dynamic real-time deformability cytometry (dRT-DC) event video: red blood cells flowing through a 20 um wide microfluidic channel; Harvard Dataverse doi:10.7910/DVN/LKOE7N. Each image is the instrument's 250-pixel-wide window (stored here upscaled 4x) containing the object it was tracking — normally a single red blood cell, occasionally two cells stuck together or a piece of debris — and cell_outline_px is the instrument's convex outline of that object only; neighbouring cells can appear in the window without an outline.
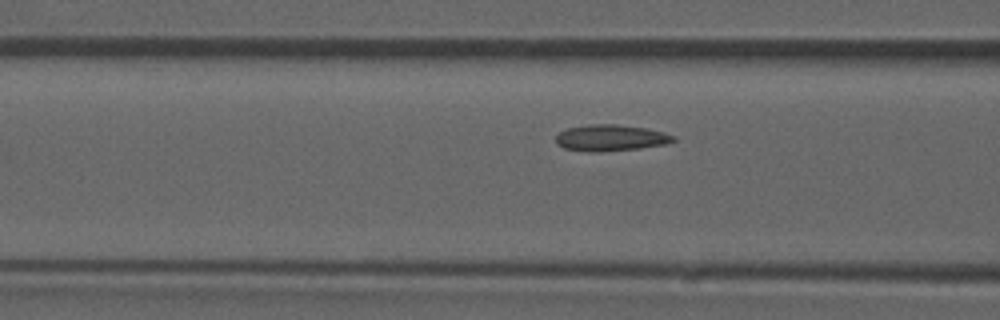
{"species": "common noctule bat (a hibernating species)", "species_latin": "Nyctalus noctula", "temperature_condition": "room temperature", "stored_images_in_passage": 15, "camera_frame_rate_fps": 3000, "um_per_image_px": 0.085, "animal": {"sex": "male", "forearm_length_mm": 52.5}, "frame": {"image": 1, "passage_image": 13, "time_ms": 4.0, "image_size_px": [1000, 320], "cell_outline_px": [[676, 140], [668, 144], [640, 148], [600, 152], [588, 152], [564, 148], [556, 144], [556, 136], [560, 132], [568, 128], [588, 124], [616, 124], [644, 128], [664, 132], [676, 136]], "centroid_in_image_um": [51.92, 11.72], "position_along_channel_um": 114.7, "area_um2": 18.15}}